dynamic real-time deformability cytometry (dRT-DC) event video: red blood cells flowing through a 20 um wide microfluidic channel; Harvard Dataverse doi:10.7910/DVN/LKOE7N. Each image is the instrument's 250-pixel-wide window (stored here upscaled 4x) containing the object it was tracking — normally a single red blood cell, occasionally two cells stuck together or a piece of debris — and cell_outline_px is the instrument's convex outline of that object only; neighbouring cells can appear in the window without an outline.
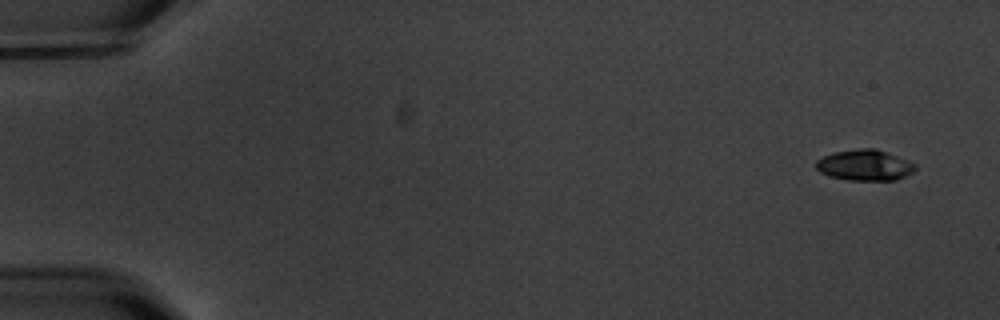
{"species": "common noctule bat (a hibernating species)", "species_latin": "Nyctalus noctula", "temperature_condition": "warm", "stored_images_in_passage": 8, "camera_frame_rate_fps": 3000, "um_per_image_px": 0.085, "animal": {"sex": "male", "body_mass_g": 20.1, "forearm_length_mm": 53.5}, "frame": {"image": 1, "passage_image": 1, "time_ms": 0.0, "image_size_px": [1000, 320], "cell_outline_px": [[916, 168], [912, 172], [896, 180], [848, 180], [828, 176], [820, 172], [816, 168], [816, 160], [824, 156], [836, 152], [860, 148], [872, 148], [888, 152], [916, 164]], "centroid_in_image_um": [73.5, 14.04], "position_along_channel_um": 11.5, "area_um2": 17.74}}
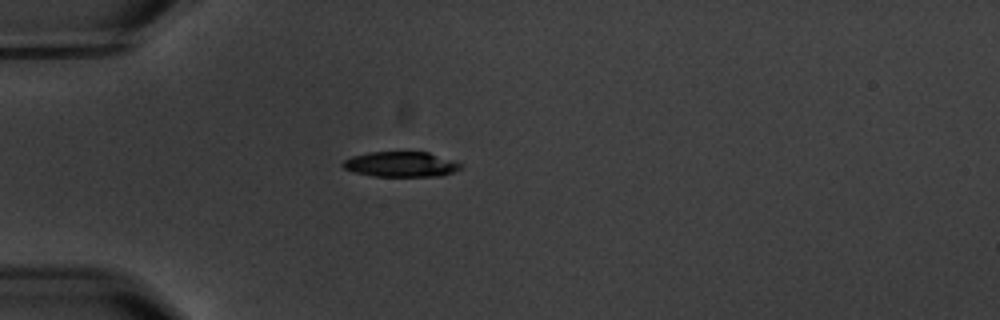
{"frame": {"image": 2, "passage_image": 5, "time_ms": 4.667, "image_size_px": [1000, 320], "cell_outline_px": [[464, 164], [460, 168], [452, 172], [440, 176], [372, 176], [352, 172], [344, 168], [340, 164], [344, 160], [352, 156], [368, 152], [428, 152]], "centroid_in_image_um": [34.04, 13.96], "position_along_channel_um": 51.0, "area_um2": 17.34}}
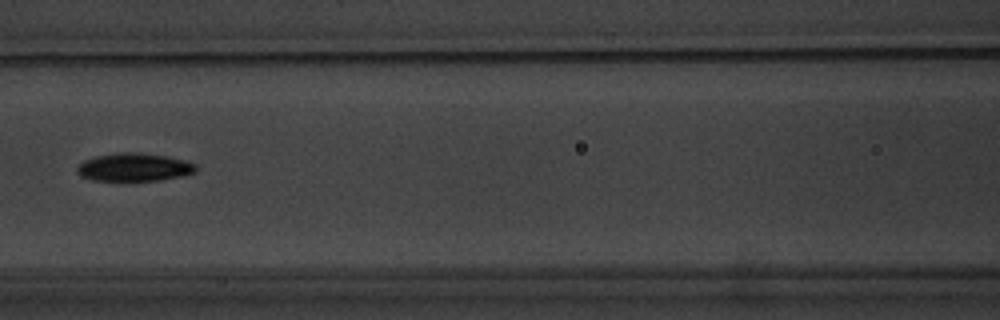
{"frame": {"image": 3, "passage_image": 8, "time_ms": 8.0, "image_size_px": [1000, 320], "cell_outline_px": [[196, 172], [180, 176], [160, 180], [92, 180], [80, 176], [76, 172], [76, 168], [84, 160], [96, 156], [120, 152], [140, 152], [168, 156], [184, 160], [196, 164]], "centroid_in_image_um": [11.39, 14.2], "position_along_channel_um": 155.2, "area_um2": 19.42}}